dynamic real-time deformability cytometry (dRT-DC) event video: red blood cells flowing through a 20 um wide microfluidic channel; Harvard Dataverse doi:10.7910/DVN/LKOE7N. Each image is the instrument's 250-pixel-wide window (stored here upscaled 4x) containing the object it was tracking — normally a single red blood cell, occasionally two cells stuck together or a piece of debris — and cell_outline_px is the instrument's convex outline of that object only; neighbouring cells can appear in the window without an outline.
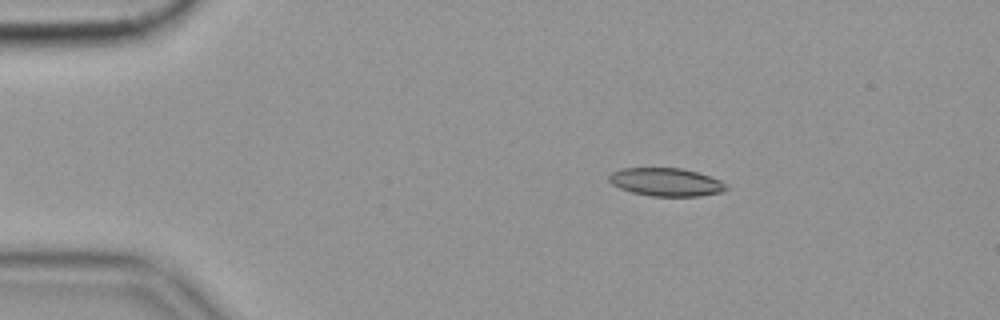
{"species": "common noctule bat (a hibernating species)", "species_latin": "Nyctalus noctula", "temperature_condition": "cold", "stored_images_in_passage": 48, "camera_frame_rate_fps": 3000, "um_per_image_px": 0.085, "animal": {"sex": "female", "body_mass_g": 19.9}, "frame": {"image": 1, "passage_image": 1, "time_ms": 0.0, "image_size_px": [1000, 320], "cell_outline_px": [[728, 188], [724, 192], [700, 196], [652, 196], [632, 192], [620, 188], [612, 184], [608, 180], [608, 176], [612, 172], [620, 168], [684, 168], [712, 176], [720, 180]], "centroid_in_image_um": [56.63, 15.47], "position_along_channel_um": 28.4, "area_um2": 19.36}}
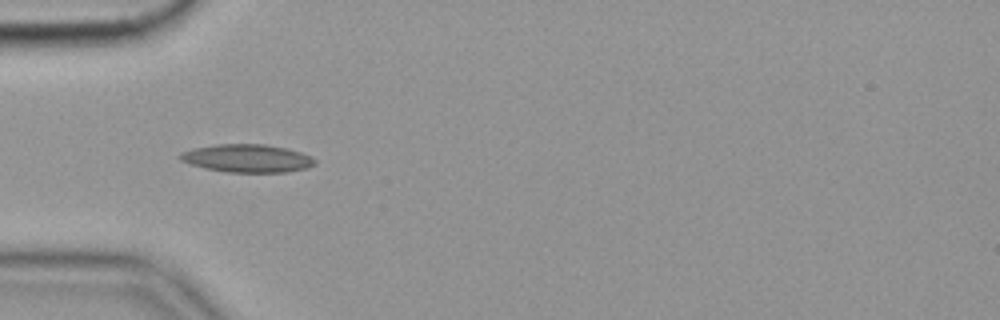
{"frame": {"image": 2, "passage_image": 9, "time_ms": 2.667, "image_size_px": [1000, 320], "cell_outline_px": [[316, 164], [308, 168], [288, 172], [228, 172], [204, 168], [180, 160], [176, 156], [180, 152], [192, 148], [216, 144], [264, 144], [284, 148], [300, 152], [312, 156], [316, 160]], "centroid_in_image_um": [21.0, 13.45], "position_along_channel_um": 64.0, "area_um2": 22.14}}
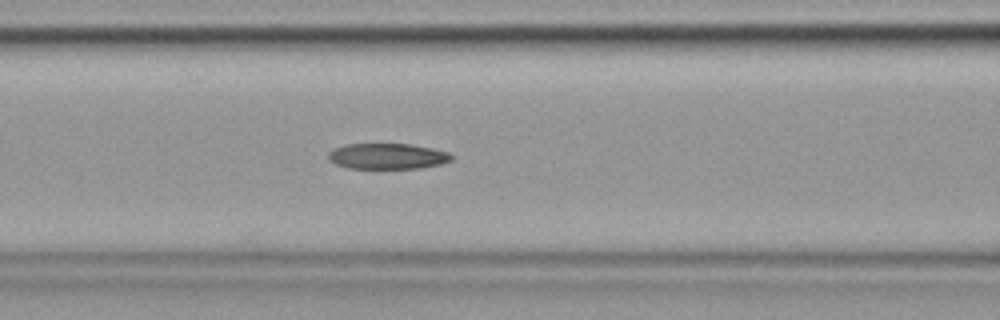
{"frame": {"image": 3, "passage_image": 15, "time_ms": 4.667, "image_size_px": [1000, 320], "cell_outline_px": [[452, 160], [440, 164], [420, 168], [348, 168], [336, 164], [328, 160], [328, 152], [332, 148], [344, 144], [412, 144], [432, 148], [448, 152], [452, 156]], "centroid_in_image_um": [32.89, 13.27], "position_along_channel_um": 133.7, "area_um2": 18.55}, "authors_computed_cell_mechanics": {"area_um2": 19.3341, "velocity_mm_per_s": 3.5557, "shape_relaxation_time_tau1_ms": 11.0845, "shape_relaxation_time_tau2_ms": 9.305, "deformation_change_tau1": 0.2439, "deformation_change_tau2": 0.1773}}